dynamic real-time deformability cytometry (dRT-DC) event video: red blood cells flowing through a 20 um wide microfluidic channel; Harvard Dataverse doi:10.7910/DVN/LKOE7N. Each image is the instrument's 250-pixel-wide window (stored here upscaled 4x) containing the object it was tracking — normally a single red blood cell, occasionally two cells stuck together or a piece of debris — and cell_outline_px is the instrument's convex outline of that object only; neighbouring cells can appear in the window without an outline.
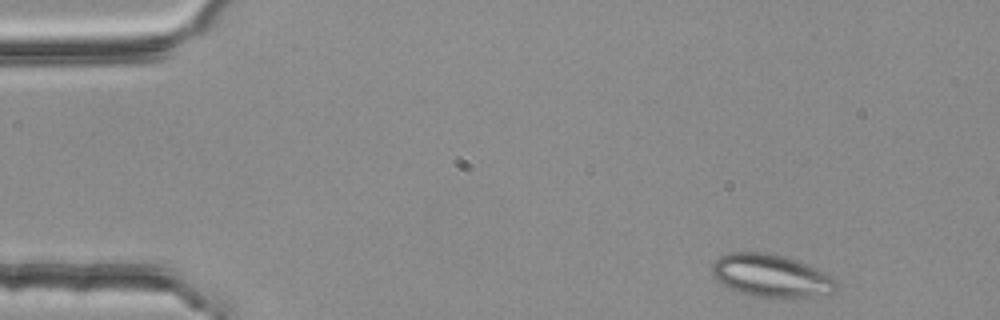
{"species": "common noctule bat (a hibernating species)", "species_latin": "Nyctalus noctula", "temperature_condition": "room temperature", "stored_images_in_passage": 5, "segment_of_instrument_passage": [1, 2], "camera_frame_rate_fps": 3000, "um_per_image_px": 0.085, "animal": {"sex": "female", "body_mass_g": 25.1}, "frame": {"image": 1, "passage_image": 1, "time_ms": 0.0, "image_size_px": [1000, 320], "cell_outline_px": [[836, 292], [812, 296], [780, 300], [740, 292], [728, 288], [720, 284], [716, 280], [712, 272], [712, 264], [720, 256], [732, 252], [768, 252], [784, 256], [796, 260], [816, 268], [832, 276], [836, 280]], "centroid_in_image_um": [65.55, 23.45], "position_along_channel_um": 19.5, "area_um2": 31.27}}